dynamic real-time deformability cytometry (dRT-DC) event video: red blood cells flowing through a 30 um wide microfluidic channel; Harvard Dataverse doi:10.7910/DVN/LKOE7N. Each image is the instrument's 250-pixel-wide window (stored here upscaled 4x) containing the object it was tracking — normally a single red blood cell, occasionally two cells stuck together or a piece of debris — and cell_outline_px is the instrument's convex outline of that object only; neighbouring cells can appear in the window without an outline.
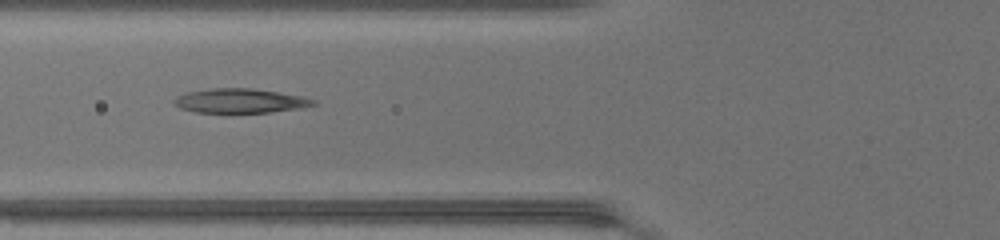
{"species": "common noctule bat (a hibernating species)", "species_latin": "Nyctalus noctula", "temperature_condition": "warm", "stored_images_in_passage": 34, "camera_frame_rate_fps": 3000, "um_per_image_px": 0.085, "animal": {"sex": "female", "body_mass_g": 17.0, "forearm_length_mm": 48.0}, "frame": {"image": 1, "passage_image": 5, "time_ms": 1.333, "image_size_px": [1000, 240], "cell_outline_px": [[316, 104], [300, 108], [272, 112], [196, 112], [180, 108], [172, 104], [172, 100], [176, 96], [184, 92], [212, 88], [252, 88], [304, 96], [316, 100]], "centroid_in_image_um": [20.38, 8.56], "position_along_channel_um": 105.4, "area_um2": 19.88}}
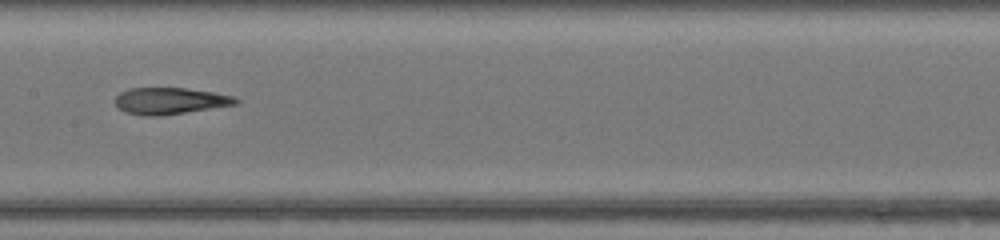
{"frame": {"image": 2, "passage_image": 11, "time_ms": 3.333, "image_size_px": [1000, 240], "cell_outline_px": [[240, 100], [236, 104], [160, 116], [144, 116], [124, 112], [116, 104], [116, 96], [120, 92], [128, 88], [184, 88], [212, 92], [232, 96]], "centroid_in_image_um": [14.41, 8.57], "position_along_channel_um": 193.0, "area_um2": 18.5}}
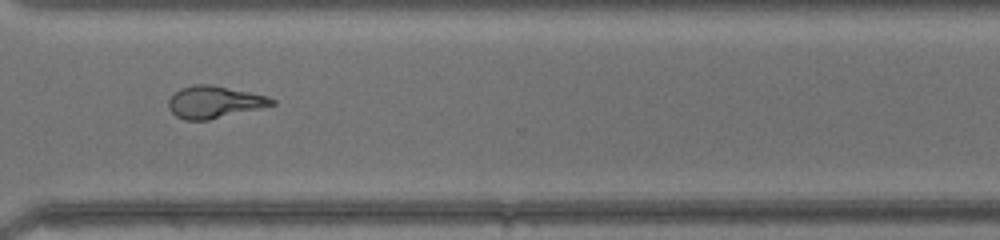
{"frame": {"image": 3, "passage_image": 22, "time_ms": 7.0, "image_size_px": [1000, 240], "cell_outline_px": [[276, 104], [260, 108], [208, 120], [184, 120], [176, 116], [168, 108], [168, 100], [180, 88], [192, 84], [212, 84], [268, 96], [276, 100]], "centroid_in_image_um": [18.21, 8.67], "position_along_channel_um": 352.4, "area_um2": 19.36}, "authors_computed_cell_mechanics": {"area_um2": 19.5942, "velocity_mm_per_s": 4.3602, "shape_relaxation_time_tau1_ms": null, "shape_relaxation_time_tau2_ms": 1.9182, "deformation_change_tau1": null, "deformation_change_tau2": 0.1133}}